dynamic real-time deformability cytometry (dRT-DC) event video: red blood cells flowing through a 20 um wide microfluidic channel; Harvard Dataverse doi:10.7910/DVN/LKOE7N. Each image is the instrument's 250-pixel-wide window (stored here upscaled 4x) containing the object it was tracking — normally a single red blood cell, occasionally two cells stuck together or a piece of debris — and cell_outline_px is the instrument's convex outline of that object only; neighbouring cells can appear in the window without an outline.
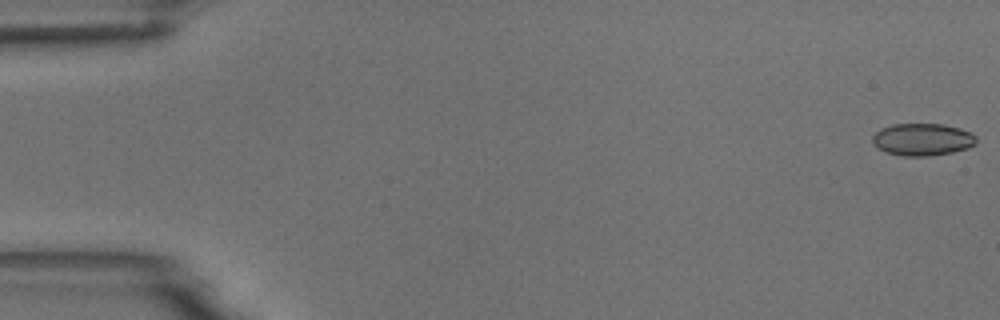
{"species": "common noctule bat (a hibernating species)", "species_latin": "Nyctalus noctula", "temperature_condition": "room temperature", "stored_images_in_passage": 6, "camera_frame_rate_fps": 3000, "um_per_image_px": 0.085, "animal": {"sex": "male", "body_mass_g": 18.8}, "frame": {"image": 1, "passage_image": 1, "time_ms": 0.0, "image_size_px": [1000, 320], "cell_outline_px": [[976, 144], [968, 148], [952, 152], [928, 156], [904, 156], [888, 152], [880, 148], [872, 140], [872, 136], [880, 128], [892, 124], [944, 124], [960, 128], [976, 136]], "centroid_in_image_um": [78.43, 11.84], "position_along_channel_um": 6.6, "area_um2": 19.36}}
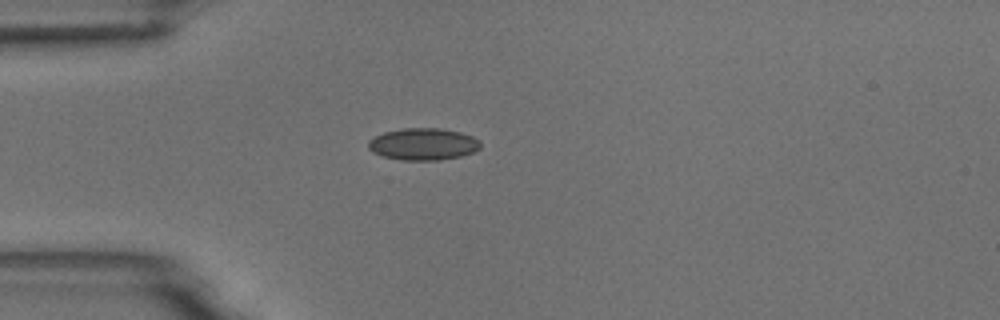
{"frame": {"image": 2, "passage_image": 5, "time_ms": 4.667, "image_size_px": [1000, 320], "cell_outline_px": [[480, 148], [472, 152], [460, 156], [440, 160], [400, 160], [384, 156], [372, 152], [368, 148], [368, 140], [384, 132], [404, 128], [440, 128], [460, 132], [472, 136], [480, 140]], "centroid_in_image_um": [35.96, 12.25], "position_along_channel_um": 49.0, "area_um2": 20.87}}